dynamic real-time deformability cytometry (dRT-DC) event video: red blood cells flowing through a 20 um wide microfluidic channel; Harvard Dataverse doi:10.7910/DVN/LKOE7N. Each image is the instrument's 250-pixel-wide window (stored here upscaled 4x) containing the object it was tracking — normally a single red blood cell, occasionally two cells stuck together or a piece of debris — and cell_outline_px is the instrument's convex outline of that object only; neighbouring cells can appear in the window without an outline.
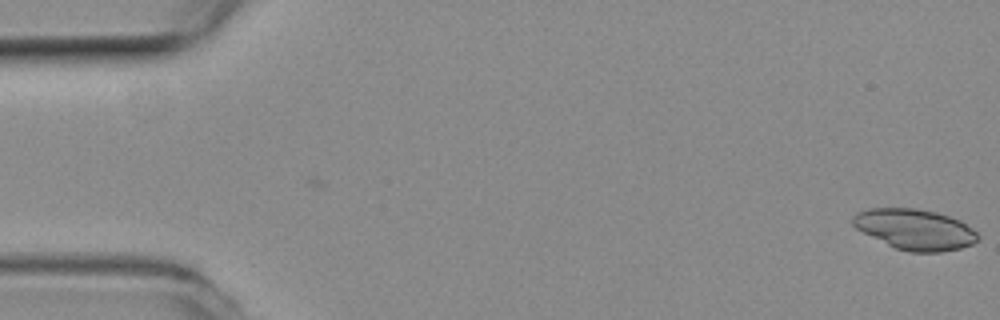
{"species": "common noctule bat (a hibernating species)", "species_latin": "Nyctalus noctula", "temperature_condition": "room temperature", "stored_images_in_passage": 11, "camera_frame_rate_fps": 3000, "um_per_image_px": 0.085, "animal": {"sex": "female", "body_mass_g": 19.3, "forearm_length_mm": 54.1}, "frame": {"image": 1, "passage_image": 11, "time_ms": 3.333, "image_size_px": [1000, 320], "cell_outline_px": [[980, 236], [972, 244], [960, 248], [940, 252], [908, 252], [896, 248], [856, 228], [852, 224], [852, 216], [856, 212], [868, 208], [916, 208], [936, 212], [960, 220], [972, 228]], "centroid_in_image_um": [77.77, 19.48], "position_along_channel_um": 7.2, "area_um2": 29.42}}